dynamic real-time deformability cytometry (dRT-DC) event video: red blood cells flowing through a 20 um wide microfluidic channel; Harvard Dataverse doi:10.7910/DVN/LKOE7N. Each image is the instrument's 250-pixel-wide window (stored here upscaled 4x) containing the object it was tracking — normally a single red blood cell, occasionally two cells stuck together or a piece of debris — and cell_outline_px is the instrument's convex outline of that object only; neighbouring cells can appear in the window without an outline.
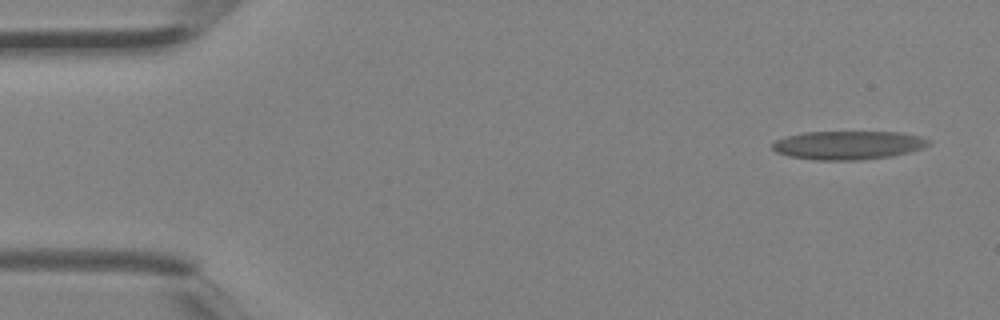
{"species": "Egyptian fruit bat (a non-hibernating species)", "species_latin": "Rousettus aegyptiacus", "temperature_condition": "room temperature", "stored_images_in_passage": 4, "camera_frame_rate_fps": 3000, "um_per_image_px": 0.085, "animal": {"sex": "female"}, "frame": {"image": 1, "passage_image": 1, "time_ms": 0.0, "image_size_px": [1000, 320], "cell_outline_px": [[932, 144], [908, 152], [892, 156], [860, 160], [812, 160], [788, 156], [776, 152], [772, 148], [772, 144], [776, 140], [784, 136], [804, 132], [900, 132], [920, 136], [932, 140]], "centroid_in_image_um": [72.08, 12.34], "position_along_channel_um": 12.9, "area_um2": 26.24}}